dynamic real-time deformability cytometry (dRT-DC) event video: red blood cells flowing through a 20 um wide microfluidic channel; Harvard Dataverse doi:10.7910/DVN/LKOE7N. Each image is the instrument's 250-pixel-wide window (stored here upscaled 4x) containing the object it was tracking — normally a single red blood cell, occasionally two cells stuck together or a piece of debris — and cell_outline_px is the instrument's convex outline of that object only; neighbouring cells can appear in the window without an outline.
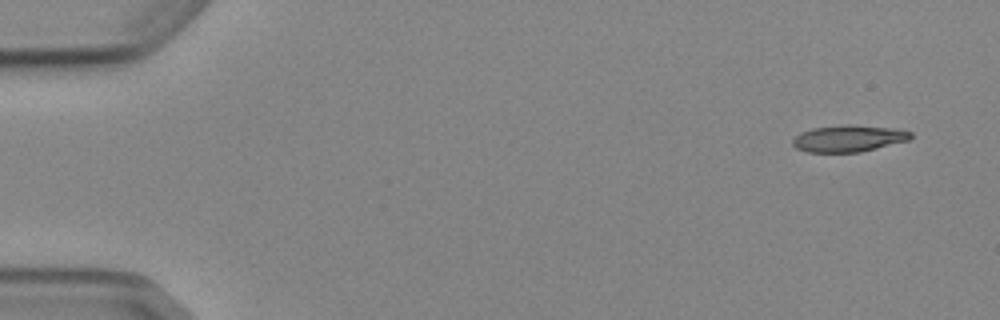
{"species": "Egyptian fruit bat (a non-hibernating species)", "species_latin": "Rousettus aegyptiacus", "temperature_condition": "cold", "stored_images_in_passage": 4, "camera_frame_rate_fps": 3000, "um_per_image_px": 0.085, "animal": {"sex": "female"}, "frame": {"image": 1, "passage_image": 1, "time_ms": 0.0, "image_size_px": [1000, 320], "cell_outline_px": [[912, 136], [908, 140], [860, 152], [808, 152], [796, 148], [792, 144], [792, 140], [800, 132], [812, 128], [844, 124], [852, 124], [892, 128], [912, 132]], "centroid_in_image_um": [72.09, 11.76], "position_along_channel_um": 12.9, "area_um2": 18.32}}
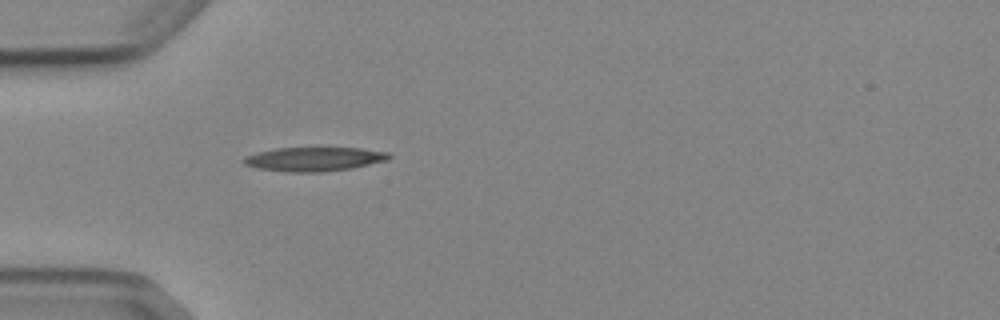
{"frame": {"image": 2, "passage_image": 4, "time_ms": 4.333, "image_size_px": [1000, 320], "cell_outline_px": [[392, 156], [388, 160], [352, 168], [324, 172], [288, 172], [256, 168], [244, 164], [240, 160], [244, 156], [256, 152], [276, 148], [360, 148], [388, 152]], "centroid_in_image_um": [26.66, 13.52], "position_along_channel_um": 58.3, "area_um2": 20.52}}